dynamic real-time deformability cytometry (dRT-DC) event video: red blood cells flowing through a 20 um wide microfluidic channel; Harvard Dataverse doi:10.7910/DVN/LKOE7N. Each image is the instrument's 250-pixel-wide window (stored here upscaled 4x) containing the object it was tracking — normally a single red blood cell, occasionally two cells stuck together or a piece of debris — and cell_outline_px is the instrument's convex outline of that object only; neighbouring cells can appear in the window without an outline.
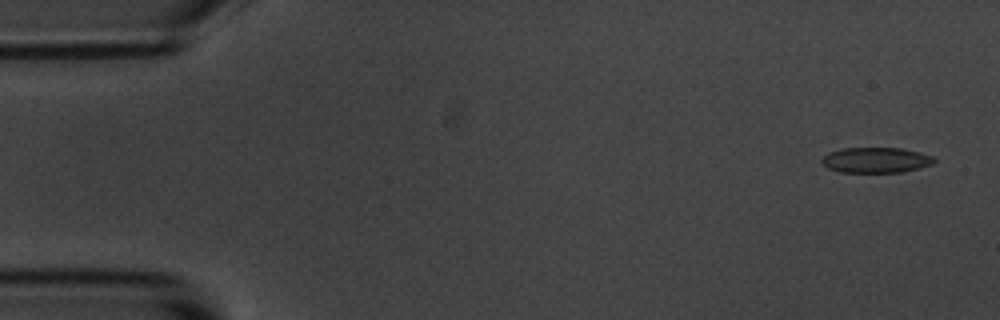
{"species": "common noctule bat (a hibernating species)", "species_latin": "Nyctalus noctula", "temperature_condition": "room temperature", "stored_images_in_passage": 4, "camera_frame_rate_fps": 3000, "um_per_image_px": 0.085, "animal": {"sex": "male", "body_mass_g": 20.1, "forearm_length_mm": 53.5}, "frame": {"image": 1, "passage_image": 1, "time_ms": 0.0, "image_size_px": [1000, 320], "cell_outline_px": [[936, 160], [932, 164], [920, 168], [904, 172], [840, 172], [828, 168], [820, 160], [828, 152], [840, 148], [900, 148], [920, 152], [932, 156]], "centroid_in_image_um": [74.45, 13.6], "position_along_channel_um": 10.5, "area_um2": 16.7}}
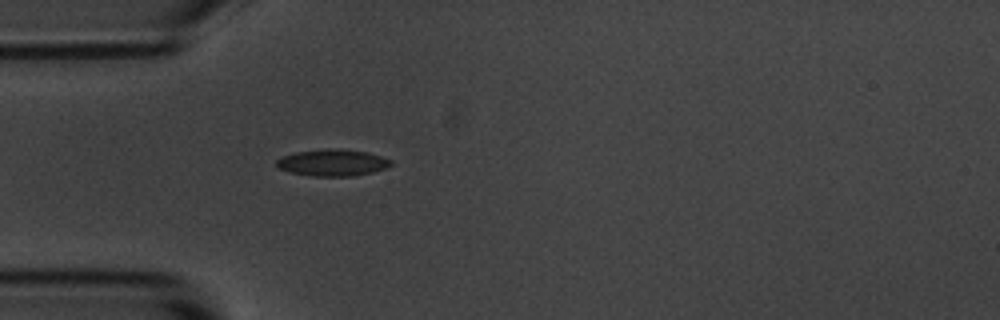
{"frame": {"image": 2, "passage_image": 4, "time_ms": 4.333, "image_size_px": [1000, 320], "cell_outline_px": [[392, 164], [384, 168], [372, 172], [352, 176], [312, 176], [292, 172], [280, 168], [276, 164], [276, 160], [284, 156], [296, 152], [328, 148], [340, 148], [368, 152], [392, 160]], "centroid_in_image_um": [28.29, 13.81], "position_along_channel_um": 56.7, "area_um2": 17.63}}